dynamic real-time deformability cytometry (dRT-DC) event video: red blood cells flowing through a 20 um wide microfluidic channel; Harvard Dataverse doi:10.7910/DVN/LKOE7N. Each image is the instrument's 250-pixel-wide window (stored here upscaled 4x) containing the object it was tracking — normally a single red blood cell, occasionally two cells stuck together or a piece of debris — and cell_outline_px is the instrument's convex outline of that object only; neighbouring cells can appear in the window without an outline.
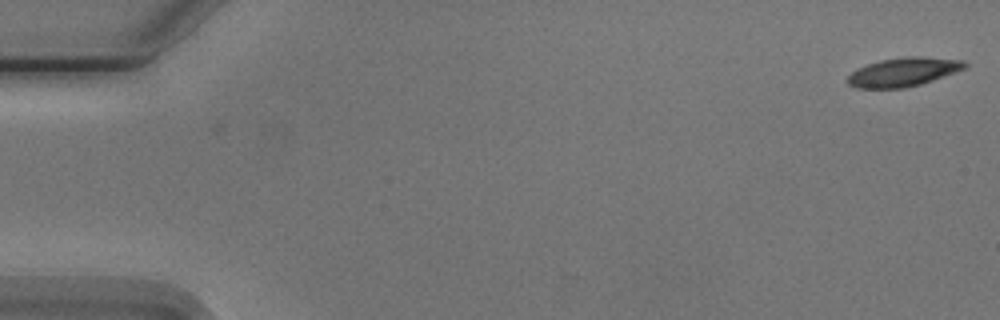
{"species": "Egyptian fruit bat (a non-hibernating species)", "species_latin": "Rousettus aegyptiacus", "temperature_condition": "cold", "stored_images_in_passage": 2, "camera_frame_rate_fps": 3000, "um_per_image_px": 0.085, "animal": {"sex": "male"}, "frame": {"image": 1, "passage_image": 2, "time_ms": 1.333, "image_size_px": [1000, 320], "cell_outline_px": [[968, 68], [920, 84], [904, 88], [856, 88], [848, 84], [844, 80], [856, 68], [880, 60], [904, 56], [924, 56], [964, 60], [968, 64]], "centroid_in_image_um": [76.79, 6.11], "position_along_channel_um": 8.2, "area_um2": 19.94}}